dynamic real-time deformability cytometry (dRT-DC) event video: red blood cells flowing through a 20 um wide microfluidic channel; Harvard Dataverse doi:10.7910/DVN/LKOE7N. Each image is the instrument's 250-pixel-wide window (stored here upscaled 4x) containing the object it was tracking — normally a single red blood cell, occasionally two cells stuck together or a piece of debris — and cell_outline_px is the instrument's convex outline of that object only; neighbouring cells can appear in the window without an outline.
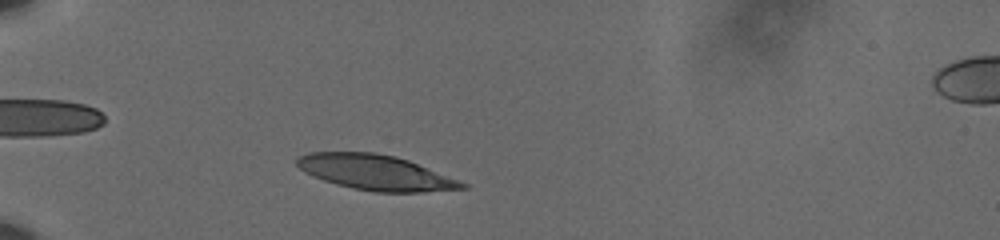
{"species": "human", "species_latin": "Homo sapiens", "temperature_condition": "cold", "stored_images_in_passage": 41, "camera_frame_rate_fps": 3000, "um_per_image_px": 0.085, "donor": {"sex": "male"}, "frame": {"image": 1, "passage_image": 6, "time_ms": 1.667, "image_size_px": [1000, 240], "cell_outline_px": [[468, 188], [424, 192], [372, 192], [352, 188], [336, 184], [312, 176], [304, 172], [296, 164], [296, 160], [300, 156], [308, 152], [376, 152], [396, 156], [408, 160], [468, 184]], "centroid_in_image_um": [31.91, 14.66], "position_along_channel_um": 53.1, "area_um2": 33.81}}
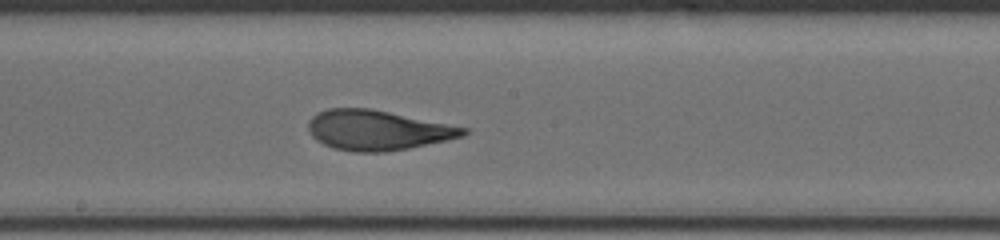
{"frame": {"image": 2, "passage_image": 22, "time_ms": 7.0, "image_size_px": [1000, 240], "cell_outline_px": [[468, 132], [464, 136], [448, 140], [408, 148], [384, 152], [352, 152], [332, 148], [316, 140], [312, 136], [308, 128], [308, 120], [316, 112], [328, 108], [372, 108], [468, 128]], "centroid_in_image_um": [32.06, 11.06], "position_along_channel_um": 216.1, "area_um2": 36.3}}
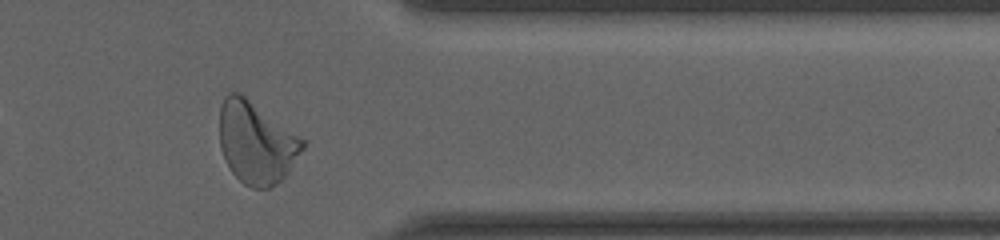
{"frame": {"image": 3, "passage_image": 37, "time_ms": 12.0, "image_size_px": [1000, 240], "cell_outline_px": [[308, 140], [304, 148], [288, 172], [276, 184], [268, 188], [252, 188], [244, 184], [232, 172], [224, 160], [220, 148], [220, 108], [224, 96], [228, 92], [236, 92], [244, 96]], "centroid_in_image_um": [21.8, 12.12], "position_along_channel_um": 389.6, "area_um2": 39.82}, "authors_computed_cell_mechanics": {"area_um2": 35.7782, "velocity_mm_per_s": 3.5877, "shape_relaxation_time_tau1_ms": 5.9781, "shape_relaxation_time_tau2_ms": 1.0644, "deformation_change_tau1": 0.2095, "deformation_change_tau2": 0.0864}}